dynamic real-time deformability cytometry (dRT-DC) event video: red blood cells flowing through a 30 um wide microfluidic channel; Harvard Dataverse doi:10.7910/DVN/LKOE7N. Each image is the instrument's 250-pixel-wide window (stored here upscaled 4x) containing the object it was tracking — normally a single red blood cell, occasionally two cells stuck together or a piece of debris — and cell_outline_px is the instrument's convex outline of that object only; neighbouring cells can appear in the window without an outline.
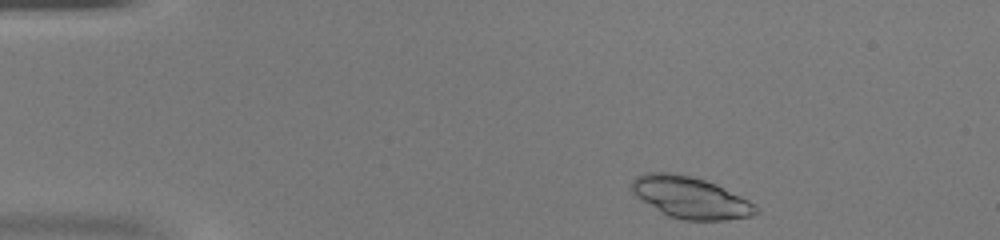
{"species": "common noctule bat (a hibernating species)", "species_latin": "Nyctalus noctula", "temperature_condition": "warm", "stored_images_in_passage": 41, "camera_frame_rate_fps": 3000, "um_per_image_px": 0.085, "animal": {"sex": "female", "body_mass_g": 20.0, "forearm_length_mm": 54.0}, "frame": {"image": 1, "passage_image": 2, "time_ms": 0.333, "image_size_px": [1000, 240], "cell_outline_px": [[760, 212], [752, 216], [724, 220], [684, 220], [668, 216], [660, 212], [636, 196], [632, 192], [632, 180], [636, 176], [644, 172], [668, 172], [692, 176], [716, 184], [756, 204], [760, 208]], "centroid_in_image_um": [58.7, 16.79], "position_along_channel_um": 26.3, "area_um2": 30.17}}